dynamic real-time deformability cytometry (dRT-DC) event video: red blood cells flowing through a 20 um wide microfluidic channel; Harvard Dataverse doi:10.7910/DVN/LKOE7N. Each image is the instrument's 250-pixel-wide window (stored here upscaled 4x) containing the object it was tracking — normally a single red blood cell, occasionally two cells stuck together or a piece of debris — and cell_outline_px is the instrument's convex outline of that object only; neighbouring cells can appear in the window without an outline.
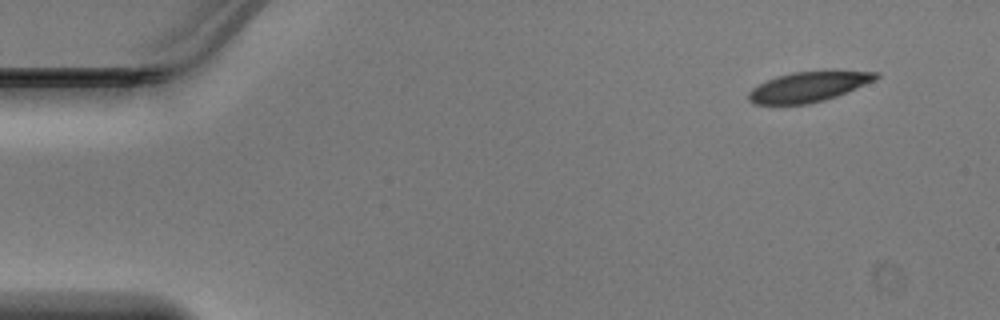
{"species": "Egyptian fruit bat (a non-hibernating species)", "species_latin": "Rousettus aegyptiacus", "temperature_condition": "warm", "stored_images_in_passage": 44, "camera_frame_rate_fps": 3000, "um_per_image_px": 0.085, "animal": {"sex": "male"}, "frame": {"image": 1, "passage_image": 1, "time_ms": 0.0, "image_size_px": [1000, 320], "cell_outline_px": [[880, 76], [872, 80], [836, 96], [824, 100], [808, 104], [752, 104], [748, 100], [748, 92], [752, 88], [776, 76], [792, 72], [880, 72]], "centroid_in_image_um": [68.61, 7.4], "position_along_channel_um": 16.4, "area_um2": 21.56}}
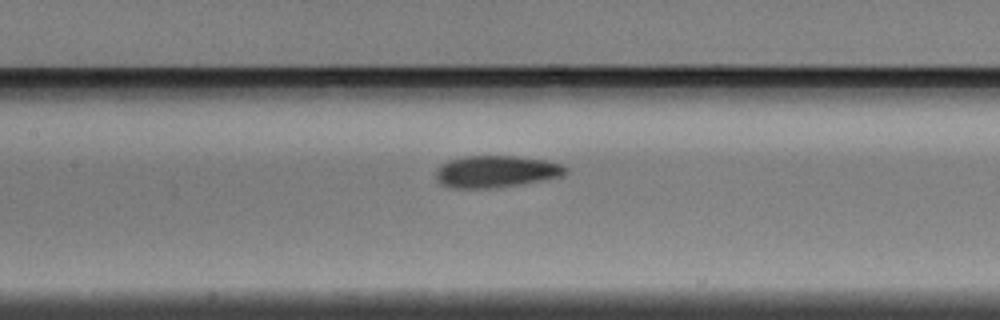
{"frame": {"image": 2, "passage_image": 19, "time_ms": 6.0, "image_size_px": [1000, 320], "cell_outline_px": [[568, 172], [564, 176], [548, 180], [496, 188], [452, 188], [440, 184], [436, 180], [436, 168], [440, 164], [448, 160], [464, 156], [516, 156], [544, 160], [560, 164], [568, 168]], "centroid_in_image_um": [42.17, 14.59], "position_along_channel_um": 165.2, "area_um2": 24.57}}
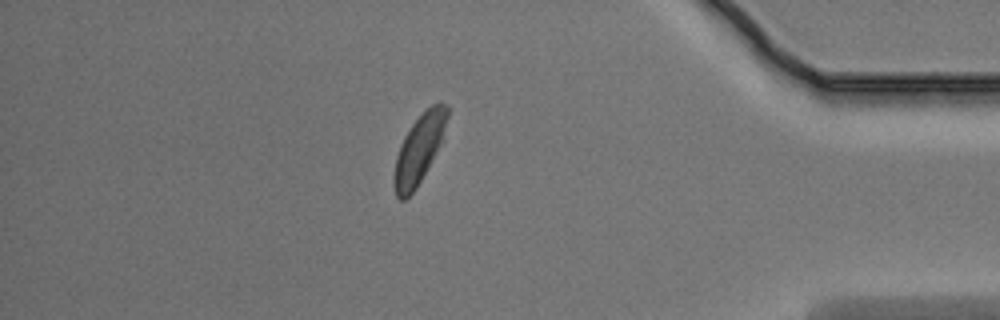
{"frame": {"image": 3, "passage_image": 38, "time_ms": 12.333, "image_size_px": [1000, 320], "cell_outline_px": [[448, 116], [440, 144], [416, 188], [404, 200], [400, 200], [396, 196], [396, 156], [400, 144], [404, 136], [412, 124], [432, 104], [440, 100], [448, 108]], "centroid_in_image_um": [35.65, 12.61], "position_along_channel_um": 399.6, "area_um2": 20.35}}